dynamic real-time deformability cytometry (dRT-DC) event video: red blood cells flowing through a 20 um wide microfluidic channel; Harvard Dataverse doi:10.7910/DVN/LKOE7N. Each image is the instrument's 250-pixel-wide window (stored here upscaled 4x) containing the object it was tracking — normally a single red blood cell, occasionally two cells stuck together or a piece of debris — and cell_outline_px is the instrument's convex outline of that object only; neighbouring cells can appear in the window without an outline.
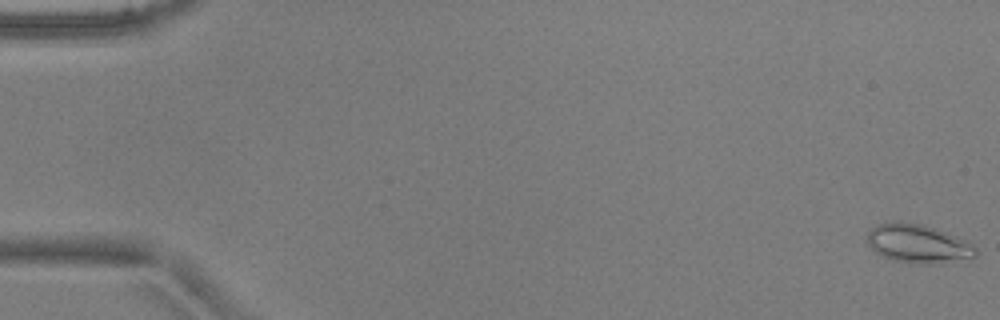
{"species": "common noctule bat (a hibernating species)", "species_latin": "Nyctalus noctula", "temperature_condition": "warm", "stored_images_in_passage": 52, "camera_frame_rate_fps": 3000, "um_per_image_px": 0.085, "animal": {"sex": "male", "body_mass_g": 17.9, "forearm_length_mm": 54.2}, "frame": {"image": 1, "passage_image": 1, "time_ms": 0.0, "image_size_px": [1000, 320], "cell_outline_px": [[976, 256], [972, 260], [940, 264], [920, 264], [892, 260], [876, 252], [864, 240], [868, 232], [872, 228], [880, 224], [892, 220], [900, 220], [924, 224], [936, 228], [968, 240], [976, 248]], "centroid_in_image_um": [78.09, 20.71], "position_along_channel_um": 6.9, "area_um2": 25.32}}
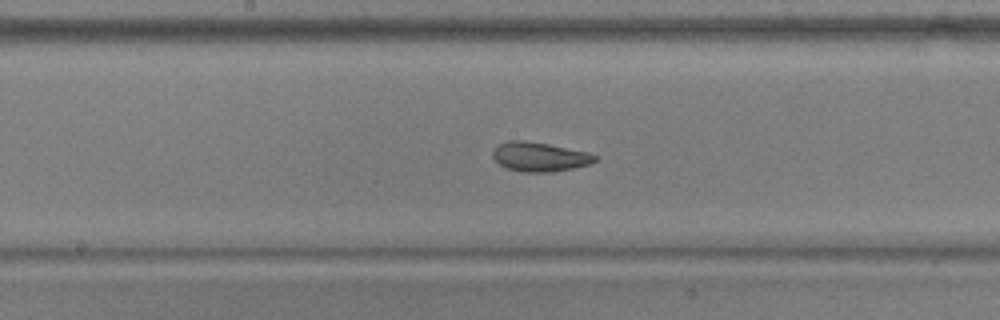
{"frame": {"image": 2, "passage_image": 28, "time_ms": 9.0, "image_size_px": [1000, 320], "cell_outline_px": [[600, 156], [596, 160], [588, 164], [572, 168], [552, 172], [524, 172], [504, 168], [492, 156], [492, 152], [496, 144], [508, 140], [524, 140], [548, 144], [588, 152]], "centroid_in_image_um": [45.83, 13.32], "position_along_channel_um": 202.4, "area_um2": 17.57}}
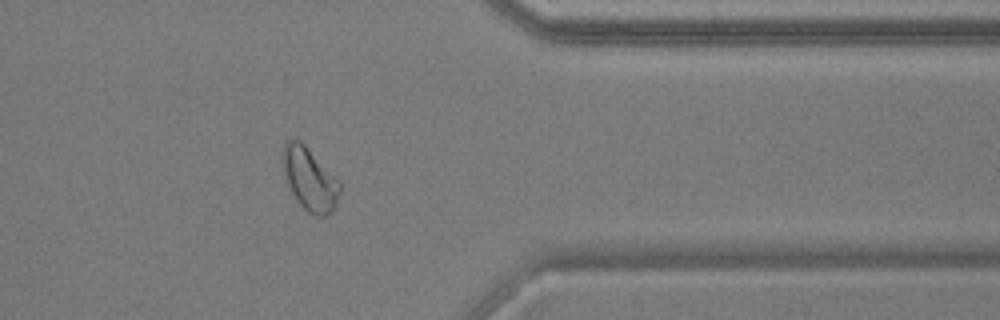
{"frame": {"image": 3, "passage_image": 43, "time_ms": 14.0, "image_size_px": [1000, 320], "cell_outline_px": [[340, 192], [336, 204], [332, 212], [324, 216], [316, 216], [308, 212], [296, 200], [288, 188], [284, 176], [280, 160], [284, 144], [288, 140], [300, 140], [340, 180]], "centroid_in_image_um": [26.3, 15.22], "position_along_channel_um": 385.1, "area_um2": 21.27}, "authors_computed_cell_mechanics": {"area_um2": 19.7965, "velocity_mm_per_s": 3.8846, "shape_relaxation_time_tau1_ms": 4.3905, "shape_relaxation_time_tau2_ms": 0.8443, "deformation_change_tau1": 0.1115, "deformation_change_tau2": 0.0556}}